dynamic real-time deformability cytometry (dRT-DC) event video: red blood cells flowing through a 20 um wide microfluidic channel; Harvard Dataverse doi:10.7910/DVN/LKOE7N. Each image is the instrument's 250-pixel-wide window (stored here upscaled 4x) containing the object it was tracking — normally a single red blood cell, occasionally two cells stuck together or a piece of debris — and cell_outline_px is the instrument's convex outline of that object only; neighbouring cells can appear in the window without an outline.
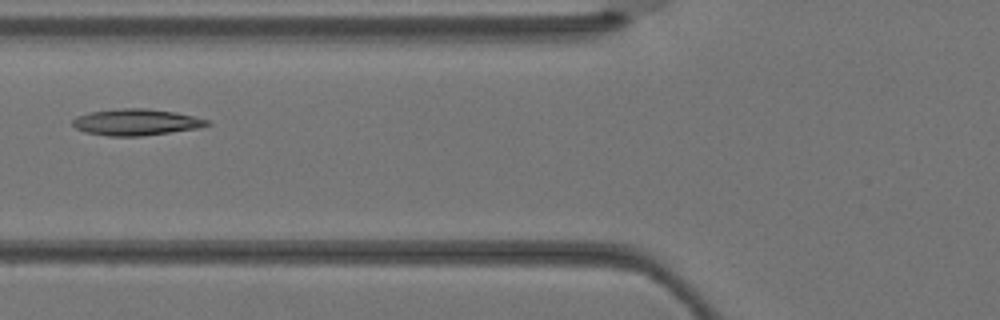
{"species": "Egyptian fruit bat (a non-hibernating species)", "species_latin": "Rousettus aegyptiacus", "temperature_condition": "warm", "stored_images_in_passage": 4, "camera_frame_rate_fps": 3000, "um_per_image_px": 0.085, "animal": {"sex": "female"}, "frame": {"image": 1, "passage_image": 4, "time_ms": 1.0, "image_size_px": [1000, 320], "cell_outline_px": [[212, 124], [200, 128], [140, 136], [108, 136], [88, 132], [76, 128], [72, 124], [72, 120], [76, 116], [92, 112], [116, 108], [148, 108], [176, 112], [208, 120]], "centroid_in_image_um": [11.59, 10.37], "position_along_channel_um": 114.2, "area_um2": 20.63}}